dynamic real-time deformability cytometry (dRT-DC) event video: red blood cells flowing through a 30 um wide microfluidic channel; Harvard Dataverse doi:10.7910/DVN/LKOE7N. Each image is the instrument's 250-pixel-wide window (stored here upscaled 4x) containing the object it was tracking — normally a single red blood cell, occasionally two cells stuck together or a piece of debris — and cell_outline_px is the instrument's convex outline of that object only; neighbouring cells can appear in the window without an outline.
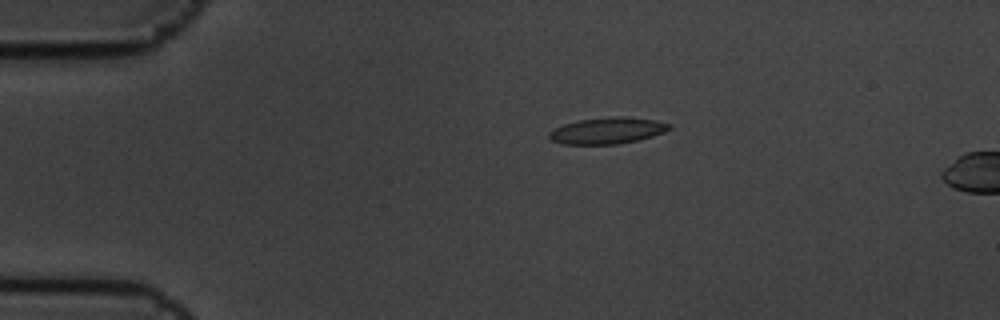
{"species": "common noctule bat (a hibernating species)", "species_latin": "Nyctalus noctula", "temperature_condition": "cold", "stored_images_in_passage": 6, "camera_frame_rate_fps": 3000, "um_per_image_px": 0.085, "animal": {"sex": "male", "body_mass_g": 19.5, "forearm_length_mm": 54.6}, "frame": {"image": 1, "passage_image": 6, "time_ms": 1.667, "image_size_px": [1000, 320], "cell_outline_px": [[672, 128], [664, 132], [652, 136], [636, 140], [616, 144], [564, 144], [552, 140], [548, 136], [548, 132], [564, 124], [580, 120], [620, 116], [624, 116], [656, 120], [672, 124]], "centroid_in_image_um": [51.66, 11.1], "position_along_channel_um": 33.3, "area_um2": 18.26}}